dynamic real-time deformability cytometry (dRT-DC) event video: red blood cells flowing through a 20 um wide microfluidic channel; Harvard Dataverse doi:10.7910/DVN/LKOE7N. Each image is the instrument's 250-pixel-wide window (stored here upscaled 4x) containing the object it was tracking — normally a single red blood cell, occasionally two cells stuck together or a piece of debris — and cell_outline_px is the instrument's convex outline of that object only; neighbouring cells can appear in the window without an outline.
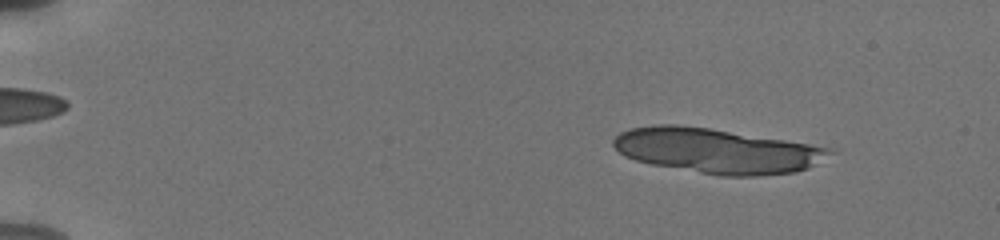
{"species": "human", "species_latin": "Homo sapiens", "temperature_condition": "cold", "stored_images_in_passage": 18, "camera_frame_rate_fps": 3000, "um_per_image_px": 0.085, "donor": {"sex": "male"}, "frame": {"image": 1, "passage_image": 6, "time_ms": 1.667, "image_size_px": [1000, 240], "cell_outline_px": [[836, 152], [808, 168], [796, 172], [760, 176], [720, 176], [652, 164], [636, 160], [624, 156], [612, 144], [612, 140], [620, 132], [628, 128], [656, 124], [680, 124], [708, 128], [784, 140], [832, 148]], "centroid_in_image_um": [60.91, 12.81], "position_along_channel_um": 24.1, "area_um2": 56.47}}